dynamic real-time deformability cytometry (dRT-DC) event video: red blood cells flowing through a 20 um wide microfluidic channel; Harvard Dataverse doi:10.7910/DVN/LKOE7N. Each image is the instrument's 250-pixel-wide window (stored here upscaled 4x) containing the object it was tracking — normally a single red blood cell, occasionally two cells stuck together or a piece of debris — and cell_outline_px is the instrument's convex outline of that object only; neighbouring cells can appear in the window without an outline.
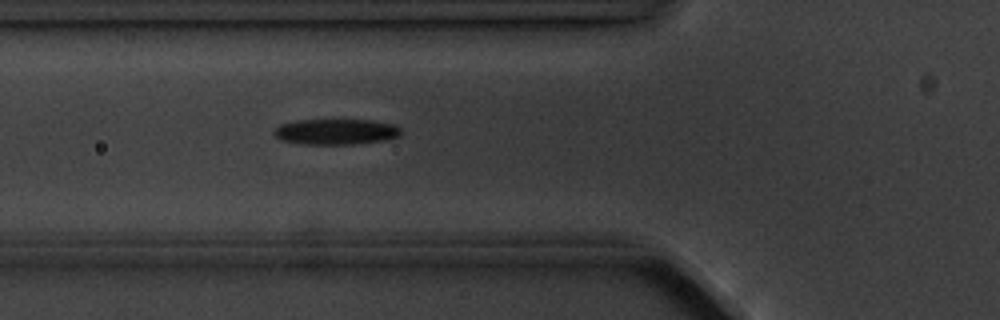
{"species": "common noctule bat (a hibernating species)", "species_latin": "Nyctalus noctula", "temperature_condition": "cold", "stored_images_in_passage": 4, "camera_frame_rate_fps": 3000, "um_per_image_px": 0.085, "animal": {"sex": "male", "body_mass_g": 20.1, "forearm_length_mm": 53.5}, "frame": {"image": 1, "passage_image": 4, "time_ms": 3.333, "image_size_px": [1000, 320], "cell_outline_px": [[400, 136], [384, 140], [352, 144], [300, 144], [280, 140], [272, 132], [280, 124], [296, 120], [372, 120], [396, 124], [400, 128]], "centroid_in_image_um": [28.54, 11.19], "position_along_channel_um": 97.3, "area_um2": 19.07}}